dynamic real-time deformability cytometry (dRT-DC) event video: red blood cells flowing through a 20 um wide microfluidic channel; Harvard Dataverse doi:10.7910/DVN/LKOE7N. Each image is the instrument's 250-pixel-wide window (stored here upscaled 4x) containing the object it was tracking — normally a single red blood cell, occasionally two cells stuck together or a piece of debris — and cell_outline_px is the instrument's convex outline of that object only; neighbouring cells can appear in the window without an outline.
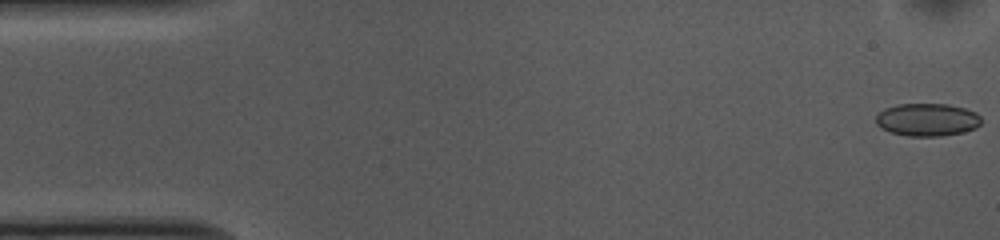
{"species": "common noctule bat (a hibernating species)", "species_latin": "Nyctalus noctula", "temperature_condition": "cold", "stored_images_in_passage": 53, "camera_frame_rate_fps": 3000, "um_per_image_px": 0.085, "animal": {"sex": "female", "body_mass_g": 10.0, "forearm_length_mm": 53.1}, "frame": {"image": 1, "passage_image": 1, "time_ms": 0.0, "image_size_px": [1000, 240], "cell_outline_px": [[980, 124], [976, 128], [964, 132], [940, 136], [908, 136], [892, 132], [880, 128], [876, 124], [876, 116], [884, 108], [896, 104], [948, 104], [964, 108], [976, 112], [980, 116]], "centroid_in_image_um": [78.81, 10.17], "position_along_channel_um": 6.2, "area_um2": 20.17}}
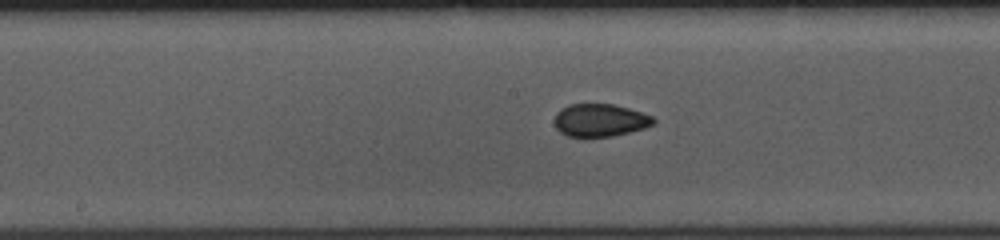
{"frame": {"image": 2, "passage_image": 26, "time_ms": 8.333, "image_size_px": [1000, 240], "cell_outline_px": [[656, 120], [652, 124], [644, 128], [612, 136], [584, 140], [568, 136], [560, 132], [556, 128], [552, 120], [556, 112], [560, 108], [568, 104], [612, 104], [628, 108], [652, 116]], "centroid_in_image_um": [50.9, 10.25], "position_along_channel_um": 197.3, "area_um2": 19.48}}
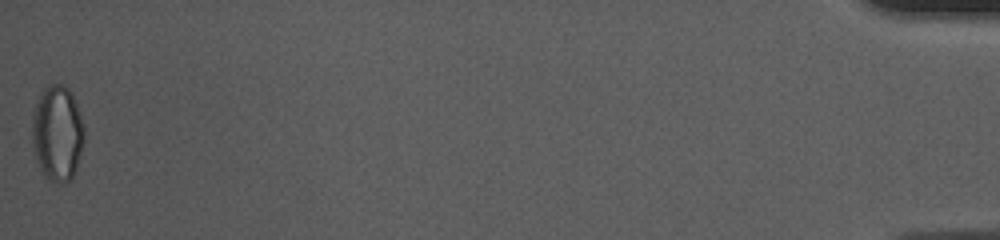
{"frame": {"image": 3, "passage_image": 53, "time_ms": 17.333, "image_size_px": [1000, 240], "cell_outline_px": [[84, 140], [76, 168], [72, 180], [64, 184], [60, 184], [48, 180], [44, 176], [40, 168], [32, 148], [32, 112], [40, 92], [48, 84], [64, 84], [72, 92], [84, 124]], "centroid_in_image_um": [4.87, 11.32], "position_along_channel_um": 430.3, "area_um2": 29.65}, "authors_computed_cell_mechanics": {"area_um2": 19.7676, "velocity_mm_per_s": 3.7254, "shape_relaxation_time_tau1_ms": 6.4254, "shape_relaxation_time_tau2_ms": 1.7281, "deformation_change_tau1": 0.1193, "deformation_change_tau2": 0.0625}}